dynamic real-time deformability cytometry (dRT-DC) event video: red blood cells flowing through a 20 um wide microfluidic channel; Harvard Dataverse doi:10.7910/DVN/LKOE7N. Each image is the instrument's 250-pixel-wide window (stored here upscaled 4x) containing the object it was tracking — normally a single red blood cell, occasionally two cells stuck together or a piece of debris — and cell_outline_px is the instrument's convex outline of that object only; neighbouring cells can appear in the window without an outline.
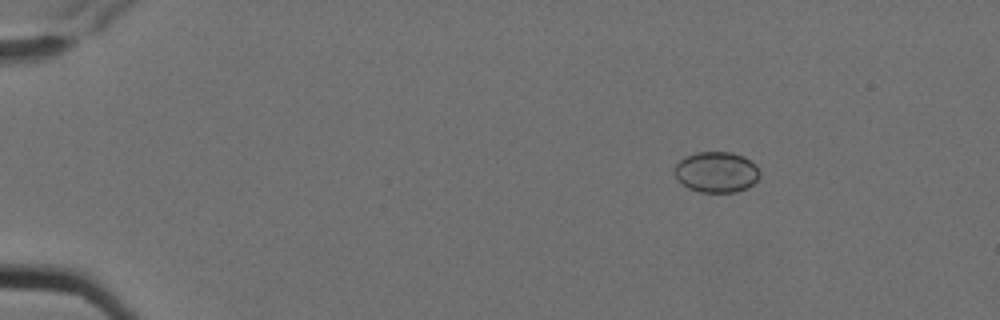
{"species": "Egyptian fruit bat (a non-hibernating species)", "species_latin": "Rousettus aegyptiacus", "temperature_condition": "cold", "stored_images_in_passage": 4, "camera_frame_rate_fps": 3000, "um_per_image_px": 0.085, "animal": {"sex": "female"}, "frame": {"image": 1, "passage_image": 1, "time_ms": 0.0, "image_size_px": [1000, 320], "cell_outline_px": [[760, 176], [748, 188], [736, 192], [700, 192], [688, 188], [676, 176], [676, 164], [684, 156], [696, 152], [732, 152], [744, 156], [756, 164], [760, 172]], "centroid_in_image_um": [60.94, 14.61], "position_along_channel_um": 24.1, "area_um2": 20.23}}
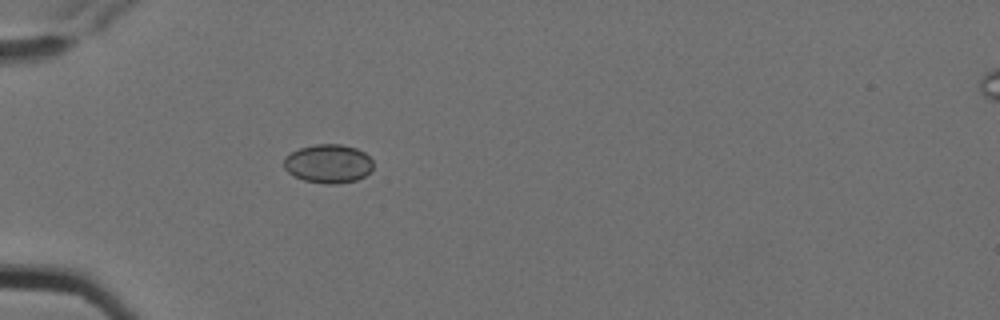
{"frame": {"image": 2, "passage_image": 4, "time_ms": 1.0, "image_size_px": [1000, 320], "cell_outline_px": [[372, 168], [364, 176], [356, 180], [336, 184], [328, 184], [304, 180], [288, 172], [284, 168], [284, 156], [300, 148], [316, 144], [340, 144], [356, 148], [364, 152], [372, 160]], "centroid_in_image_um": [27.89, 13.9], "position_along_channel_um": 57.1, "area_um2": 20.0}}